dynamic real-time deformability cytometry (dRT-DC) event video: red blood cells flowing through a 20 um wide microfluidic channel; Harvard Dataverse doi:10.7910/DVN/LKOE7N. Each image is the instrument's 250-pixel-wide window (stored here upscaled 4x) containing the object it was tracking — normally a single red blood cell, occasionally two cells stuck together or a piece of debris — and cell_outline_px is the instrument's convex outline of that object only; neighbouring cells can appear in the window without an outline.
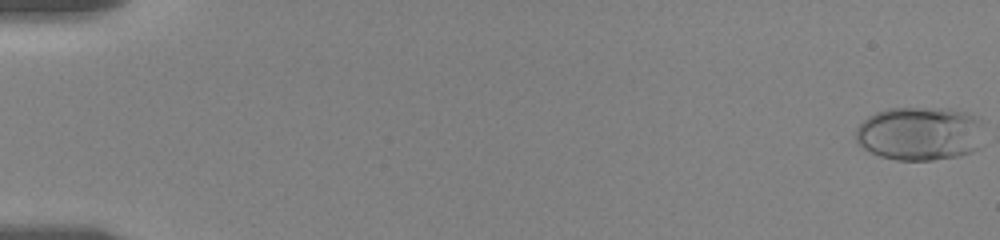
{"species": "human", "species_latin": "Homo sapiens", "temperature_condition": "room temperature", "stored_images_in_passage": 76, "camera_frame_rate_fps": 3000, "um_per_image_px": 0.085, "donor": {"sex": "female"}, "frame": {"image": 1, "passage_image": 1, "time_ms": 0.0, "image_size_px": [1000, 240], "cell_outline_px": [[980, 148], [972, 152], [960, 156], [932, 160], [896, 160], [880, 156], [864, 148], [856, 140], [856, 128], [868, 116], [876, 112], [888, 108], [948, 108], [968, 112], [980, 116]], "centroid_in_image_um": [78.2, 11.34], "position_along_channel_um": 6.8, "area_um2": 40.46}}
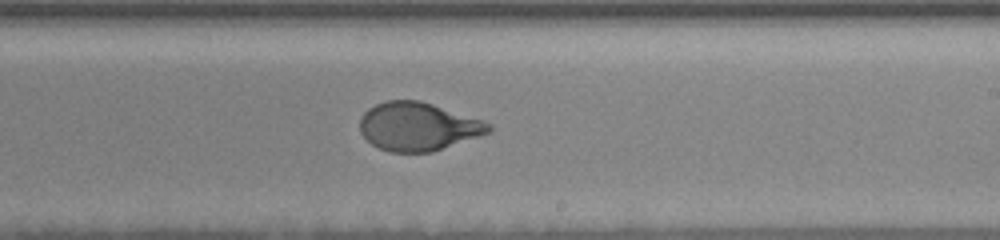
{"frame": {"image": 2, "passage_image": 46, "time_ms": 11.667, "image_size_px": [1000, 240], "cell_outline_px": [[492, 132], [432, 152], [392, 152], [380, 148], [372, 144], [360, 132], [360, 116], [368, 108], [384, 100], [420, 100], [484, 120], [492, 124]], "centroid_in_image_um": [35.55, 10.74], "position_along_channel_um": 253.4, "area_um2": 36.47}}
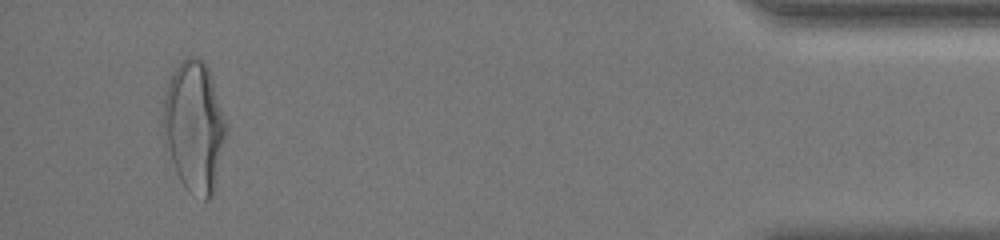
{"frame": {"image": 3, "passage_image": 72, "time_ms": 18.0, "image_size_px": [1000, 240], "cell_outline_px": [[228, 132], [216, 184], [212, 196], [208, 200], [204, 200], [184, 188], [176, 172], [164, 140], [160, 124], [164, 96], [172, 72], [180, 60], [188, 56], [196, 56], [204, 60], [208, 68], [228, 128]], "centroid_in_image_um": [16.5, 10.76], "position_along_channel_um": 418.7, "area_um2": 48.67}, "authors_computed_cell_mechanics": {"area_um2": 37.0498, "velocity_mm_per_s": 3.577, "shape_relaxation_time_tau1_ms": 3.7993, "shape_relaxation_time_tau2_ms": null, "deformation_change_tau1": 0.1706, "deformation_change_tau2": null}}